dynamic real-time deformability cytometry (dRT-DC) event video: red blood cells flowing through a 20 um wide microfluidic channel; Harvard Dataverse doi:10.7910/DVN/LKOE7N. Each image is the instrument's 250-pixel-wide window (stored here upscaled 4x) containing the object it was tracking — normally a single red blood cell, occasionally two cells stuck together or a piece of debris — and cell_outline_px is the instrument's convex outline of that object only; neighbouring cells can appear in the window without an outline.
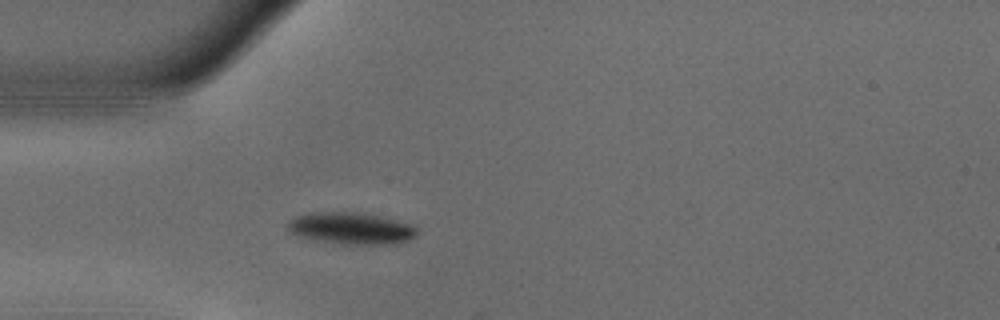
{"species": "common noctule bat (a hibernating species)", "species_latin": "Nyctalus noctula", "temperature_condition": "warm", "stored_images_in_passage": 5, "camera_frame_rate_fps": 3000, "um_per_image_px": 0.085, "animal": {"sex": "male", "body_mass_g": 18.8}, "frame": {"image": 1, "passage_image": 1, "time_ms": 0.0, "image_size_px": [1000, 320], "cell_outline_px": [[420, 232], [416, 236], [408, 240], [396, 244], [344, 244], [316, 240], [300, 236], [292, 232], [288, 228], [288, 220], [296, 216], [308, 212], [352, 212], [376, 216], [412, 224]], "centroid_in_image_um": [29.86, 19.41], "position_along_channel_um": 55.1, "area_um2": 23.76}}
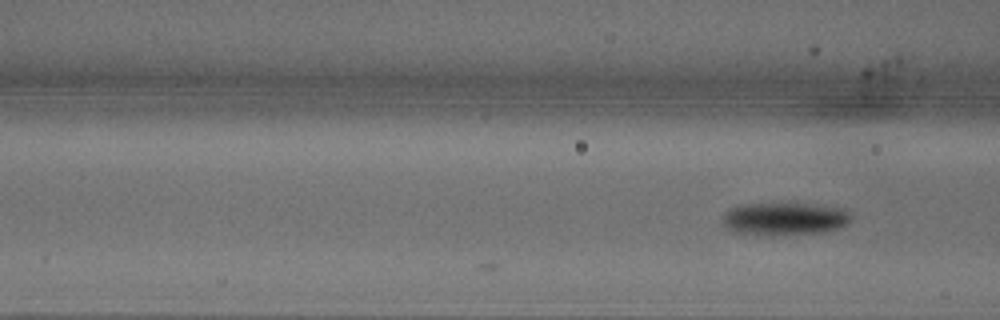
{"frame": {"image": 2, "passage_image": 5, "time_ms": 1.333, "image_size_px": [1000, 320], "cell_outline_px": [[852, 220], [848, 224], [840, 228], [820, 232], [788, 236], [756, 236], [736, 232], [728, 228], [724, 224], [724, 212], [740, 204], [804, 204], [848, 208], [852, 212]], "centroid_in_image_um": [66.75, 18.63], "position_along_channel_um": 99.8, "area_um2": 25.09}}